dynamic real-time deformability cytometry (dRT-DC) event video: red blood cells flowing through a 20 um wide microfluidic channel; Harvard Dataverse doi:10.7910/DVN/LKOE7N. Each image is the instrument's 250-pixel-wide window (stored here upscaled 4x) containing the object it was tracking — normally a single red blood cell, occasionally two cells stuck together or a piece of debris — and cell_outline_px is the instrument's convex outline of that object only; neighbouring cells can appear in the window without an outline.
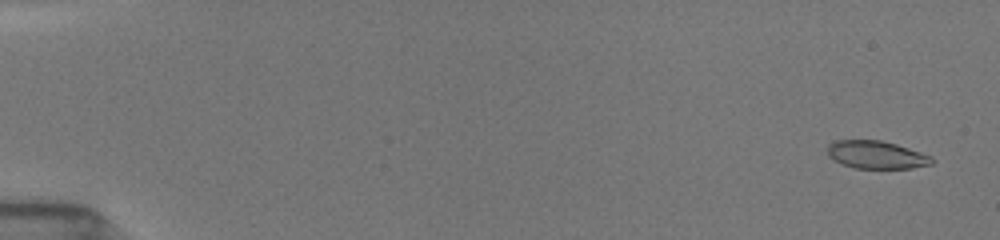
{"species": "common noctule bat (a hibernating species)", "species_latin": "Nyctalus noctula", "temperature_condition": "room temperature", "stored_images_in_passage": 54, "camera_frame_rate_fps": 3000, "um_per_image_px": 0.085, "animal": {"sex": "female", "body_mass_g": 19.5, "forearm_length_mm": 54.1}, "frame": {"image": 1, "passage_image": 3, "time_ms": 0.667, "image_size_px": [1000, 240], "cell_outline_px": [[936, 160], [932, 164], [912, 168], [856, 168], [832, 160], [828, 156], [828, 144], [836, 140], [880, 140], [896, 144], [932, 156]], "centroid_in_image_um": [74.5, 13.15], "position_along_channel_um": 10.5, "area_um2": 16.94}}
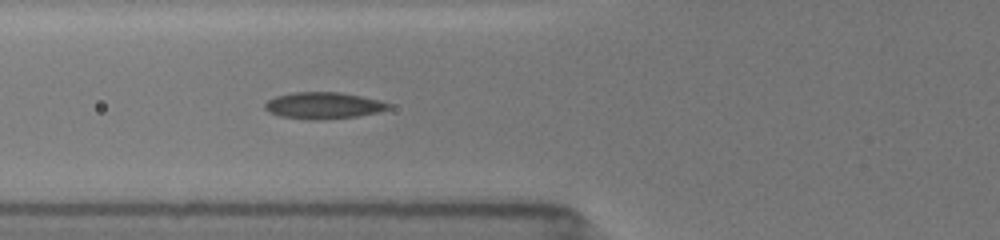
{"frame": {"image": 2, "passage_image": 22, "time_ms": 7.0, "image_size_px": [1000, 240], "cell_outline_px": [[392, 108], [360, 116], [316, 120], [308, 120], [280, 116], [268, 112], [264, 108], [264, 104], [268, 100], [276, 96], [292, 92], [340, 92], [380, 100], [388, 104]], "centroid_in_image_um": [27.45, 8.97], "position_along_channel_um": 98.3, "area_um2": 19.19}}
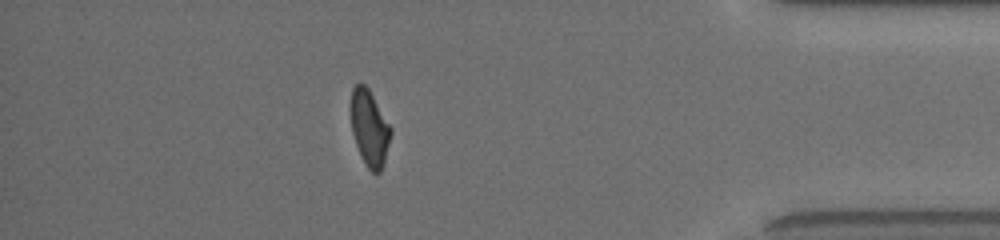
{"frame": {"image": 3, "passage_image": 48, "time_ms": 15.667, "image_size_px": [1000, 240], "cell_outline_px": [[392, 132], [384, 160], [380, 172], [372, 172], [364, 164], [356, 144], [352, 132], [348, 108], [352, 88], [356, 84], [364, 84], [368, 88], [392, 128]], "centroid_in_image_um": [31.36, 10.84], "position_along_channel_um": 403.8, "area_um2": 17.86}, "authors_computed_cell_mechanics": {"area_um2": 18.0625, "velocity_mm_per_s": 3.9244, "shape_relaxation_time_tau1_ms": 3.6992, "shape_relaxation_time_tau2_ms": 1.497, "deformation_change_tau1": 0.1541, "deformation_change_tau2": 0.0545}}